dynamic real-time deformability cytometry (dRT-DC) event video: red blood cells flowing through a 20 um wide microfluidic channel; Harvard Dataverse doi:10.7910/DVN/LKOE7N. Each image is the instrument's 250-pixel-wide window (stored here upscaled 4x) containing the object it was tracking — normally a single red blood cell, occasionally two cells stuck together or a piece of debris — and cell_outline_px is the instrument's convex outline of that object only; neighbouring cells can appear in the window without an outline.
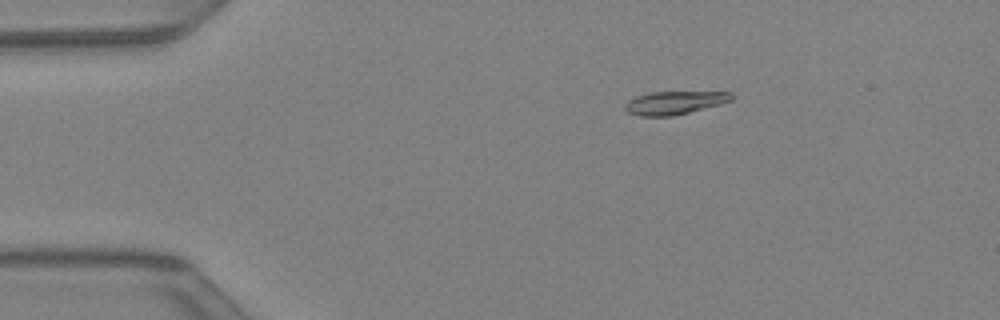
{"species": "Egyptian fruit bat (a non-hibernating species)", "species_latin": "Rousettus aegyptiacus", "temperature_condition": "warm", "stored_images_in_passage": 42, "camera_frame_rate_fps": 3000, "um_per_image_px": 0.085, "animal": {"sex": "female"}, "frame": {"image": 1, "passage_image": 7, "time_ms": 2.0, "image_size_px": [1000, 320], "cell_outline_px": [[732, 100], [720, 104], [672, 116], [640, 116], [628, 112], [624, 108], [624, 104], [628, 100], [636, 96], [652, 92], [732, 92]], "centroid_in_image_um": [57.3, 8.73], "position_along_channel_um": 27.7, "area_um2": 14.22}}
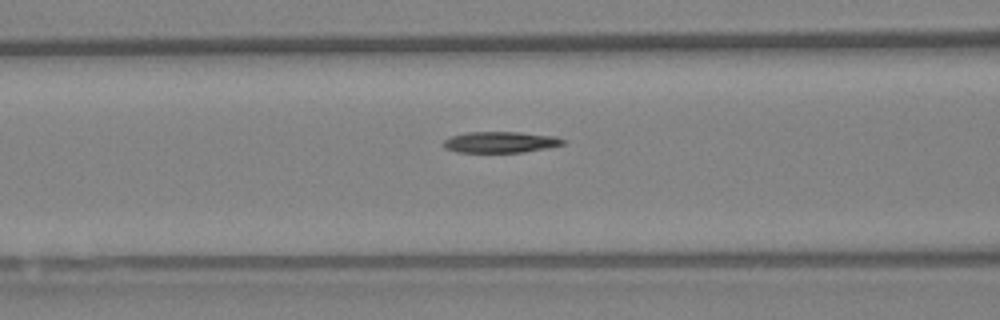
{"frame": {"image": 2, "passage_image": 17, "time_ms": 5.333, "image_size_px": [1000, 320], "cell_outline_px": [[564, 144], [524, 152], [456, 152], [444, 148], [444, 140], [452, 136], [468, 132], [520, 132], [556, 136], [564, 140]], "centroid_in_image_um": [42.52, 12.08], "position_along_channel_um": 124.1, "area_um2": 14.57}}
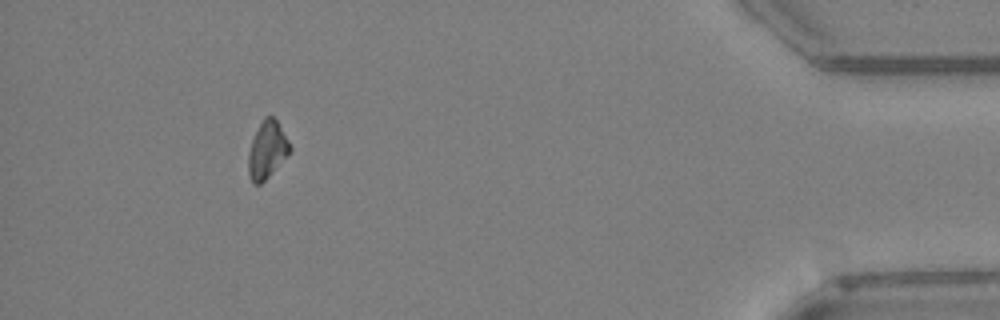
{"frame": {"image": 3, "passage_image": 39, "time_ms": 12.667, "image_size_px": [1000, 320], "cell_outline_px": [[292, 148], [288, 156], [260, 184], [252, 184], [248, 172], [248, 152], [252, 140], [264, 116], [272, 116], [276, 120], [288, 140]], "centroid_in_image_um": [22.7, 12.76], "position_along_channel_um": 412.5, "area_um2": 13.7}}